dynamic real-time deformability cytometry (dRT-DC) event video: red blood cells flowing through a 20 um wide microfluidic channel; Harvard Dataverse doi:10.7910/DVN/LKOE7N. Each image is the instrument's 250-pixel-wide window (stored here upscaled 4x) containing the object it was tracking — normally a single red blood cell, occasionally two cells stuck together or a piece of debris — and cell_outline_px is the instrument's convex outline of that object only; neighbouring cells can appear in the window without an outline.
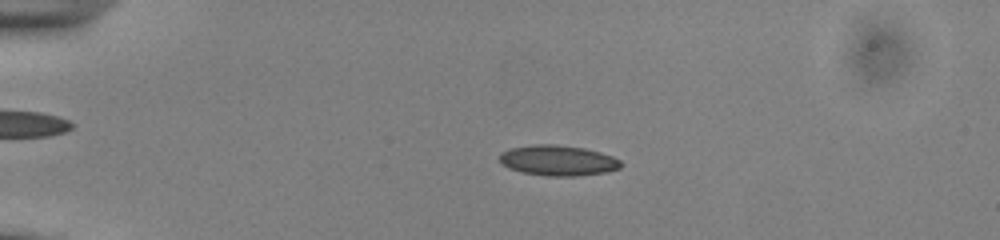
{"species": "common noctule bat (a hibernating species)", "species_latin": "Nyctalus noctula", "temperature_condition": "cold", "stored_images_in_passage": 54, "camera_frame_rate_fps": 3000, "um_per_image_px": 0.085, "animal": {"sex": "male", "body_mass_g": 13.0, "forearm_length_mm": 53.1}, "frame": {"image": 1, "passage_image": 13, "time_ms": 4.0, "image_size_px": [1000, 240], "cell_outline_px": [[624, 164], [620, 168], [604, 172], [576, 176], [548, 176], [520, 172], [508, 168], [500, 160], [500, 152], [512, 148], [532, 144], [556, 144], [584, 148], [600, 152], [612, 156], [620, 160]], "centroid_in_image_um": [47.44, 13.63], "position_along_channel_um": 37.6, "area_um2": 21.56}}
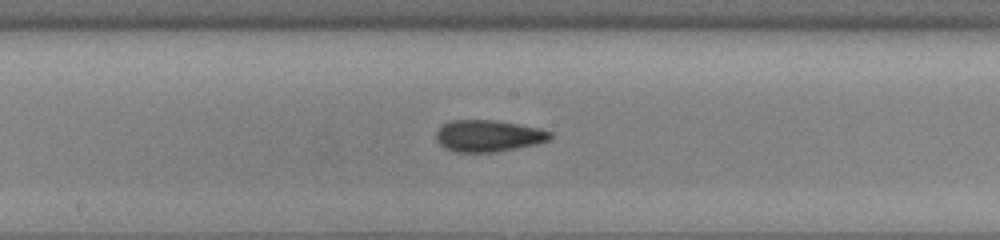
{"frame": {"image": 2, "passage_image": 30, "time_ms": 9.667, "image_size_px": [1000, 240], "cell_outline_px": [[552, 136], [548, 140], [536, 144], [496, 152], [456, 152], [444, 148], [436, 140], [436, 132], [448, 120], [496, 120], [540, 128], [552, 132]], "centroid_in_image_um": [41.5, 11.54], "position_along_channel_um": 206.7, "area_um2": 21.1}}
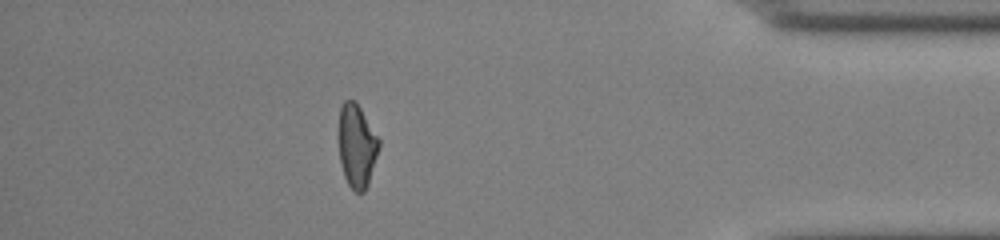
{"frame": {"image": 3, "passage_image": 48, "time_ms": 15.667, "image_size_px": [1000, 240], "cell_outline_px": [[380, 144], [368, 184], [364, 192], [356, 192], [348, 184], [344, 176], [340, 160], [336, 136], [340, 108], [344, 100], [356, 100], [380, 140]], "centroid_in_image_um": [30.28, 12.35], "position_along_channel_um": 404.9, "area_um2": 19.94}, "authors_computed_cell_mechanics": {"area_um2": 20.3456, "velocity_mm_per_s": 3.8979, "shape_relaxation_time_tau1_ms": 3.2711, "shape_relaxation_time_tau2_ms": 3.0786, "deformation_change_tau1": 0.092, "deformation_change_tau2": 0.0856}}